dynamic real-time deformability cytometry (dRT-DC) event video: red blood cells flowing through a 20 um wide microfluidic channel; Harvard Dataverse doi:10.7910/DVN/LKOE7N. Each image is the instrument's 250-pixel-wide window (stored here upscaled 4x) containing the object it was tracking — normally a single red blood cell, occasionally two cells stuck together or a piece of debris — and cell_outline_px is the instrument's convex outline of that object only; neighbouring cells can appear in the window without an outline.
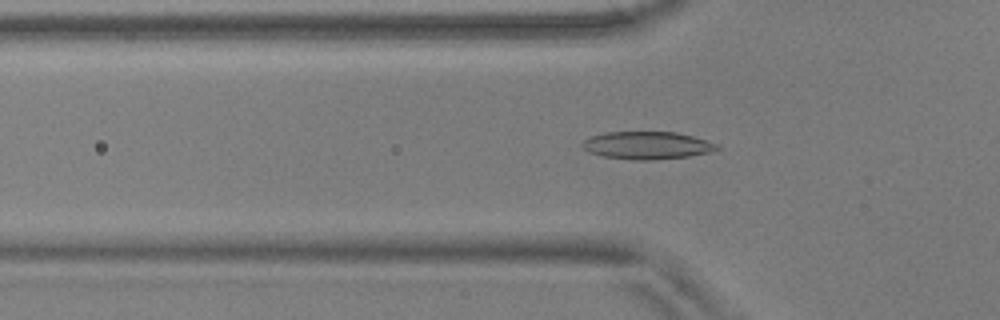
{"species": "common noctule bat (a hibernating species)", "species_latin": "Nyctalus noctula", "temperature_condition": "warm", "stored_images_in_passage": 53, "camera_frame_rate_fps": 3000, "um_per_image_px": 0.085, "animal": {"sex": "male", "body_mass_g": 17.9, "forearm_length_mm": 54.2}, "frame": {"image": 1, "passage_image": 17, "time_ms": 5.333, "image_size_px": [1000, 320], "cell_outline_px": [[720, 148], [708, 152], [688, 156], [652, 160], [636, 160], [604, 156], [588, 152], [580, 144], [584, 140], [592, 136], [608, 132], [676, 132], [692, 136], [720, 144]], "centroid_in_image_um": [55.01, 12.35], "position_along_channel_um": 70.8, "area_um2": 21.5}}
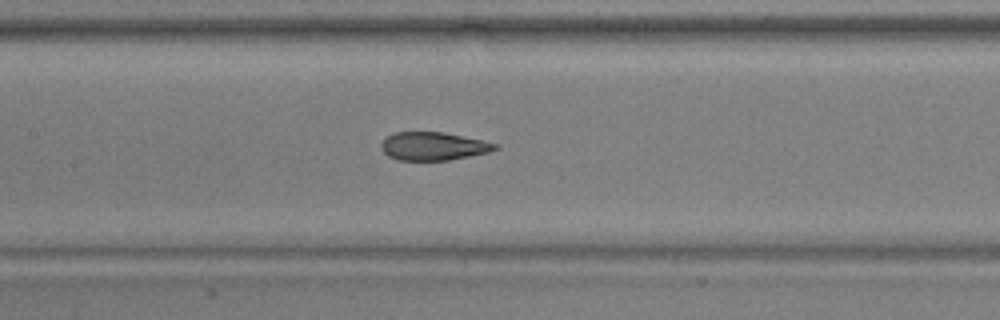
{"frame": {"image": 2, "passage_image": 25, "time_ms": 8.0, "image_size_px": [1000, 320], "cell_outline_px": [[500, 148], [488, 152], [448, 160], [396, 160], [388, 156], [380, 148], [380, 144], [392, 132], [440, 132], [500, 144]], "centroid_in_image_um": [36.8, 12.43], "position_along_channel_um": 170.6, "area_um2": 18.55}}
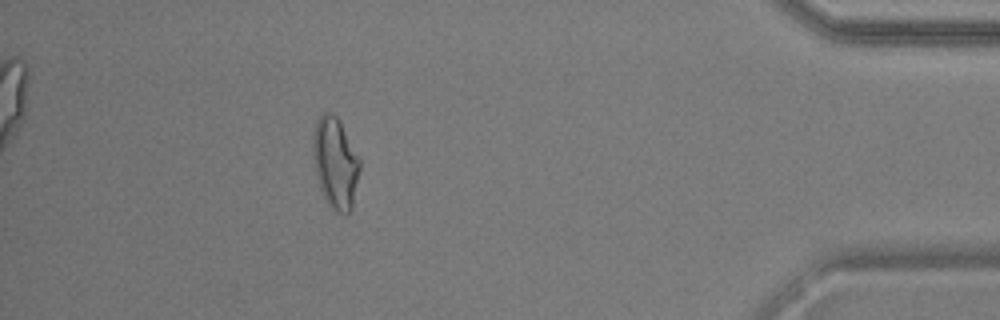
{"frame": {"image": 3, "passage_image": 48, "time_ms": 15.667, "image_size_px": [1000, 320], "cell_outline_px": [[360, 168], [352, 208], [348, 216], [344, 216], [336, 212], [328, 204], [320, 188], [316, 176], [312, 152], [312, 136], [316, 120], [320, 112], [332, 112], [336, 116], [360, 160]], "centroid_in_image_um": [28.48, 13.87], "position_along_channel_um": 406.7, "area_um2": 24.97}, "authors_computed_cell_mechanics": {"area_um2": 20.3456, "velocity_mm_per_s": 3.6967, "shape_relaxation_time_tau1_ms": 8.4024, "shape_relaxation_time_tau2_ms": 1.2179, "deformation_change_tau1": 0.2218, "deformation_change_tau2": 0.068}}